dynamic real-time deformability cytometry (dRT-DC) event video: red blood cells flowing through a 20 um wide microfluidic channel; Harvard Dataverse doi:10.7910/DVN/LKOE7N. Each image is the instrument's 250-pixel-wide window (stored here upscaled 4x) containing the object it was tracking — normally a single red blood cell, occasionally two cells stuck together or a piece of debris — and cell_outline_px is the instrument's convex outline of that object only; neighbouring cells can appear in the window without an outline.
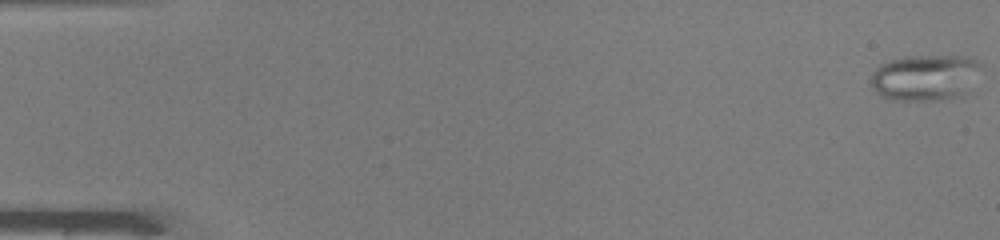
{"species": "common noctule bat (a hibernating species)", "species_latin": "Nyctalus noctula", "temperature_condition": "warm", "stored_images_in_passage": 50, "camera_frame_rate_fps": 3000, "um_per_image_px": 0.085, "animal": {"sex": "male", "body_mass_g": 19.0, "forearm_length_mm": 50.8}, "frame": {"image": 1, "passage_image": 1, "time_ms": 0.0, "image_size_px": [1000, 240], "cell_outline_px": [[984, 64], [960, 96], [940, 100], [892, 100], [880, 96], [868, 84], [876, 68], [880, 64], [888, 60], [904, 56], [968, 56]], "centroid_in_image_um": [78.57, 6.57], "position_along_channel_um": 6.4, "area_um2": 29.59}}
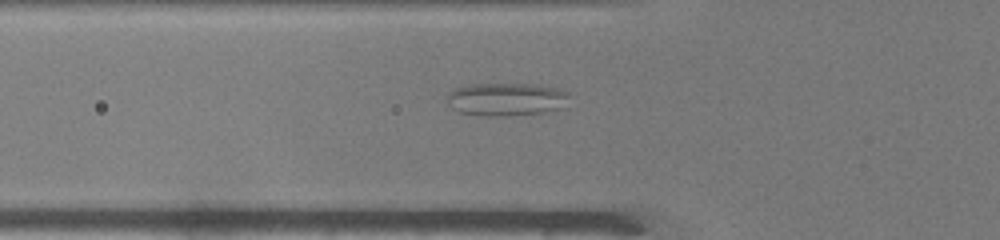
{"frame": {"image": 2, "passage_image": 18, "time_ms": 5.667, "image_size_px": [1000, 240], "cell_outline_px": [[568, 96], [564, 108], [544, 112], [508, 116], [484, 116], [460, 112], [452, 108], [448, 104], [448, 92], [456, 88], [472, 84], [536, 84], [560, 88], [568, 92]], "centroid_in_image_um": [43.06, 8.44], "position_along_channel_um": 82.7, "area_um2": 23.7}}
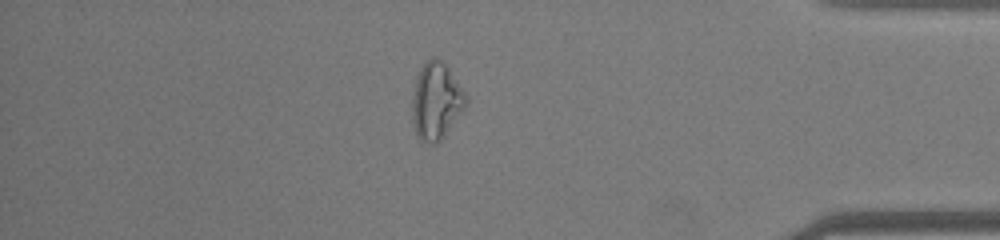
{"frame": {"image": 3, "passage_image": 43, "time_ms": 14.0, "image_size_px": [1000, 240], "cell_outline_px": [[468, 100], [464, 108], [440, 140], [436, 144], [432, 144], [420, 140], [416, 136], [412, 120], [412, 100], [416, 80], [420, 68], [432, 56], [436, 56], [448, 68], [464, 92]], "centroid_in_image_um": [37.05, 8.6], "position_along_channel_um": 398.2, "area_um2": 23.64}, "authors_computed_cell_mechanics": {"area_um2": 23.5246, "velocity_mm_per_s": 4.1339, "shape_relaxation_time_tau1_ms": null, "shape_relaxation_time_tau2_ms": 1.0357, "deformation_change_tau1": null, "deformation_change_tau2": 0.0956}}